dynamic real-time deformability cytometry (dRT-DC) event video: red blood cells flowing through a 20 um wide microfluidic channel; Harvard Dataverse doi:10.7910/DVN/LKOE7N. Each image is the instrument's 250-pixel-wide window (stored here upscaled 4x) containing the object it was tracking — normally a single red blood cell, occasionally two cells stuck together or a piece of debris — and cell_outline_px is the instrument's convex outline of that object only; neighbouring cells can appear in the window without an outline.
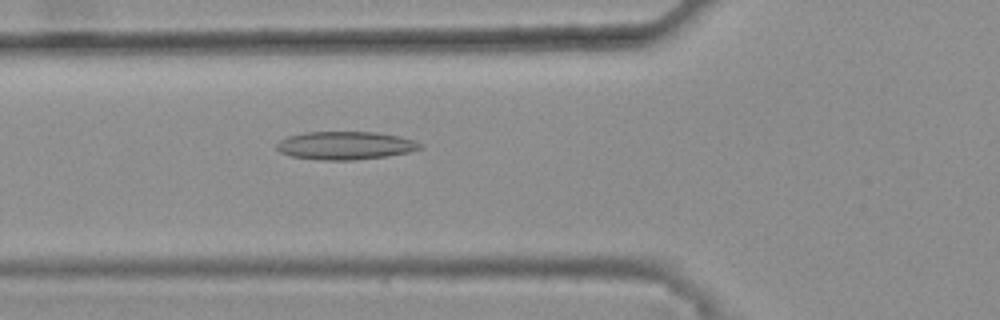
{"species": "common noctule bat (a hibernating species)", "species_latin": "Nyctalus noctula", "temperature_condition": "warm", "stored_images_in_passage": 33, "camera_frame_rate_fps": 3000, "um_per_image_px": 0.085, "animal": {"sex": "female", "body_mass_g": 25.1}, "frame": {"image": 1, "passage_image": 5, "time_ms": 1.333, "image_size_px": [1000, 320], "cell_outline_px": [[420, 148], [408, 152], [384, 156], [352, 160], [320, 160], [292, 156], [280, 152], [276, 148], [276, 144], [280, 140], [288, 136], [304, 132], [376, 132], [400, 136], [412, 140], [420, 144]], "centroid_in_image_um": [29.29, 12.36], "position_along_channel_um": 96.5, "area_um2": 23.24}}
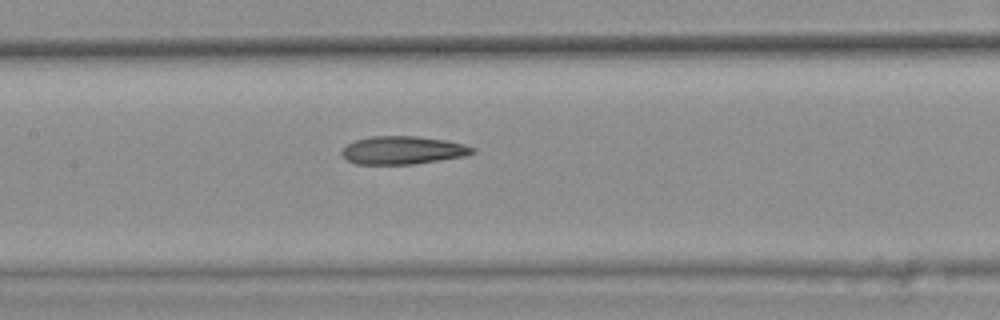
{"frame": {"image": 2, "passage_image": 11, "time_ms": 3.333, "image_size_px": [1000, 320], "cell_outline_px": [[476, 152], [464, 156], [412, 164], [356, 164], [348, 160], [340, 152], [348, 144], [356, 140], [372, 136], [416, 136], [444, 140], [464, 144], [476, 148]], "centroid_in_image_um": [34.25, 12.76], "position_along_channel_um": 173.1, "area_um2": 21.15}}
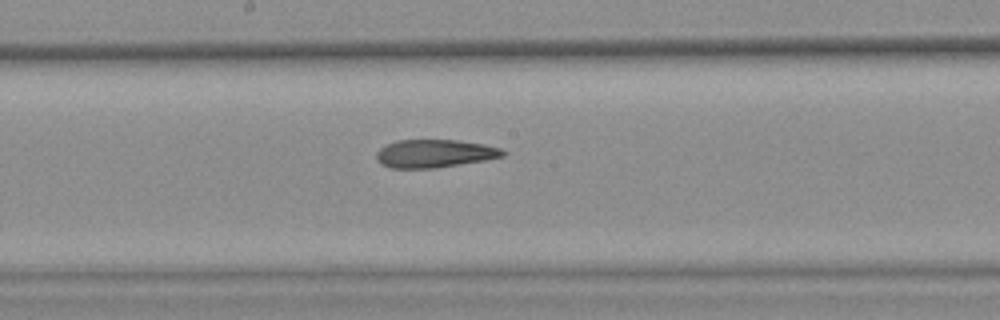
{"frame": {"image": 3, "passage_image": 14, "time_ms": 4.333, "image_size_px": [1000, 320], "cell_outline_px": [[508, 152], [504, 156], [484, 160], [436, 168], [392, 168], [376, 160], [376, 152], [380, 148], [396, 140], [456, 140], [484, 144], [500, 148]], "centroid_in_image_um": [36.95, 13.04], "position_along_channel_um": 211.2, "area_um2": 20.58}, "authors_computed_cell_mechanics": {"area_um2": 21.3282, "velocity_mm_per_s": 3.8194, "shape_relaxation_time_tau1_ms": null, "shape_relaxation_time_tau2_ms": 6.3521, "deformation_change_tau1": null, "deformation_change_tau2": 0.174}}